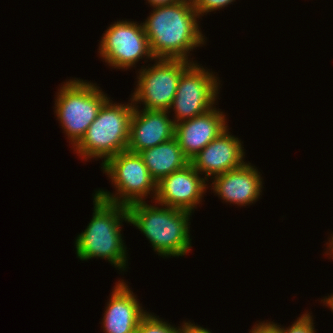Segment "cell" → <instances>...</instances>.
Returning a JSON list of instances; mask_svg holds the SVG:
<instances>
[{
    "instance_id": "obj_9",
    "label": "cell",
    "mask_w": 333,
    "mask_h": 333,
    "mask_svg": "<svg viewBox=\"0 0 333 333\" xmlns=\"http://www.w3.org/2000/svg\"><path fill=\"white\" fill-rule=\"evenodd\" d=\"M99 55L115 69L133 67L140 59L155 60L142 23L122 20L110 25L101 37Z\"/></svg>"
},
{
    "instance_id": "obj_2",
    "label": "cell",
    "mask_w": 333,
    "mask_h": 333,
    "mask_svg": "<svg viewBox=\"0 0 333 333\" xmlns=\"http://www.w3.org/2000/svg\"><path fill=\"white\" fill-rule=\"evenodd\" d=\"M93 198L92 219L75 239L76 255L82 261L102 258L124 271L128 261L121 227L123 221L129 223L127 207L101 199L96 194Z\"/></svg>"
},
{
    "instance_id": "obj_11",
    "label": "cell",
    "mask_w": 333,
    "mask_h": 333,
    "mask_svg": "<svg viewBox=\"0 0 333 333\" xmlns=\"http://www.w3.org/2000/svg\"><path fill=\"white\" fill-rule=\"evenodd\" d=\"M226 128L217 138L211 141L193 159L192 166L201 174L205 173L208 181L210 176H218L246 163L243 142L234 137ZM242 143V144H241Z\"/></svg>"
},
{
    "instance_id": "obj_4",
    "label": "cell",
    "mask_w": 333,
    "mask_h": 333,
    "mask_svg": "<svg viewBox=\"0 0 333 333\" xmlns=\"http://www.w3.org/2000/svg\"><path fill=\"white\" fill-rule=\"evenodd\" d=\"M134 105L113 103L108 98L88 127L83 138L73 147L85 160L104 159L126 151L129 142L130 122Z\"/></svg>"
},
{
    "instance_id": "obj_6",
    "label": "cell",
    "mask_w": 333,
    "mask_h": 333,
    "mask_svg": "<svg viewBox=\"0 0 333 333\" xmlns=\"http://www.w3.org/2000/svg\"><path fill=\"white\" fill-rule=\"evenodd\" d=\"M101 165L103 173L111 179L117 192L114 194L103 189L96 190L95 194L99 198L126 207L145 202V197L150 193L155 199L157 183L139 153L126 150L108 158Z\"/></svg>"
},
{
    "instance_id": "obj_16",
    "label": "cell",
    "mask_w": 333,
    "mask_h": 333,
    "mask_svg": "<svg viewBox=\"0 0 333 333\" xmlns=\"http://www.w3.org/2000/svg\"><path fill=\"white\" fill-rule=\"evenodd\" d=\"M139 155L156 183L190 163L175 137L155 147L144 149Z\"/></svg>"
},
{
    "instance_id": "obj_10",
    "label": "cell",
    "mask_w": 333,
    "mask_h": 333,
    "mask_svg": "<svg viewBox=\"0 0 333 333\" xmlns=\"http://www.w3.org/2000/svg\"><path fill=\"white\" fill-rule=\"evenodd\" d=\"M206 179L191 163L157 182L155 202L159 205L185 210L190 213L202 202ZM206 183V184H205Z\"/></svg>"
},
{
    "instance_id": "obj_13",
    "label": "cell",
    "mask_w": 333,
    "mask_h": 333,
    "mask_svg": "<svg viewBox=\"0 0 333 333\" xmlns=\"http://www.w3.org/2000/svg\"><path fill=\"white\" fill-rule=\"evenodd\" d=\"M226 115L213 107L204 114L175 125V138L184 155L193 159L227 127Z\"/></svg>"
},
{
    "instance_id": "obj_23",
    "label": "cell",
    "mask_w": 333,
    "mask_h": 333,
    "mask_svg": "<svg viewBox=\"0 0 333 333\" xmlns=\"http://www.w3.org/2000/svg\"><path fill=\"white\" fill-rule=\"evenodd\" d=\"M321 301H323V303L327 306V307H329L330 309H331V311L333 312V294H331L330 296H328V298L327 297H325L323 300H321Z\"/></svg>"
},
{
    "instance_id": "obj_8",
    "label": "cell",
    "mask_w": 333,
    "mask_h": 333,
    "mask_svg": "<svg viewBox=\"0 0 333 333\" xmlns=\"http://www.w3.org/2000/svg\"><path fill=\"white\" fill-rule=\"evenodd\" d=\"M198 63H193L180 77L170 109L175 111V124L204 114L215 107L219 78ZM218 81V82H217ZM214 104V105H213Z\"/></svg>"
},
{
    "instance_id": "obj_21",
    "label": "cell",
    "mask_w": 333,
    "mask_h": 333,
    "mask_svg": "<svg viewBox=\"0 0 333 333\" xmlns=\"http://www.w3.org/2000/svg\"><path fill=\"white\" fill-rule=\"evenodd\" d=\"M249 333H278L277 329L270 322H259Z\"/></svg>"
},
{
    "instance_id": "obj_24",
    "label": "cell",
    "mask_w": 333,
    "mask_h": 333,
    "mask_svg": "<svg viewBox=\"0 0 333 333\" xmlns=\"http://www.w3.org/2000/svg\"><path fill=\"white\" fill-rule=\"evenodd\" d=\"M331 238H330V241H329V246H328V250H327V255H332L331 257H333V234H331V236H330ZM328 251H329V253H328Z\"/></svg>"
},
{
    "instance_id": "obj_12",
    "label": "cell",
    "mask_w": 333,
    "mask_h": 333,
    "mask_svg": "<svg viewBox=\"0 0 333 333\" xmlns=\"http://www.w3.org/2000/svg\"><path fill=\"white\" fill-rule=\"evenodd\" d=\"M170 111L139 110L134 106L127 150L132 153L155 147L175 137V122Z\"/></svg>"
},
{
    "instance_id": "obj_15",
    "label": "cell",
    "mask_w": 333,
    "mask_h": 333,
    "mask_svg": "<svg viewBox=\"0 0 333 333\" xmlns=\"http://www.w3.org/2000/svg\"><path fill=\"white\" fill-rule=\"evenodd\" d=\"M105 308L102 319L105 333H136L139 322L147 311L140 306L129 286L118 281Z\"/></svg>"
},
{
    "instance_id": "obj_5",
    "label": "cell",
    "mask_w": 333,
    "mask_h": 333,
    "mask_svg": "<svg viewBox=\"0 0 333 333\" xmlns=\"http://www.w3.org/2000/svg\"><path fill=\"white\" fill-rule=\"evenodd\" d=\"M61 86L55 99V113L74 147L109 97L99 86L82 79H71Z\"/></svg>"
},
{
    "instance_id": "obj_22",
    "label": "cell",
    "mask_w": 333,
    "mask_h": 333,
    "mask_svg": "<svg viewBox=\"0 0 333 333\" xmlns=\"http://www.w3.org/2000/svg\"><path fill=\"white\" fill-rule=\"evenodd\" d=\"M147 1L150 4V6L156 7V6L175 4L183 0H147Z\"/></svg>"
},
{
    "instance_id": "obj_17",
    "label": "cell",
    "mask_w": 333,
    "mask_h": 333,
    "mask_svg": "<svg viewBox=\"0 0 333 333\" xmlns=\"http://www.w3.org/2000/svg\"><path fill=\"white\" fill-rule=\"evenodd\" d=\"M178 329L179 326L175 328L154 313L147 312L140 320L136 333H178Z\"/></svg>"
},
{
    "instance_id": "obj_3",
    "label": "cell",
    "mask_w": 333,
    "mask_h": 333,
    "mask_svg": "<svg viewBox=\"0 0 333 333\" xmlns=\"http://www.w3.org/2000/svg\"><path fill=\"white\" fill-rule=\"evenodd\" d=\"M161 206V207H158ZM137 202L127 207L129 223L146 236L159 256L179 257L190 252V212L165 205Z\"/></svg>"
},
{
    "instance_id": "obj_20",
    "label": "cell",
    "mask_w": 333,
    "mask_h": 333,
    "mask_svg": "<svg viewBox=\"0 0 333 333\" xmlns=\"http://www.w3.org/2000/svg\"><path fill=\"white\" fill-rule=\"evenodd\" d=\"M181 327V328H180ZM178 329V333H211L207 328H203L200 325H195L194 323L183 322L182 326Z\"/></svg>"
},
{
    "instance_id": "obj_18",
    "label": "cell",
    "mask_w": 333,
    "mask_h": 333,
    "mask_svg": "<svg viewBox=\"0 0 333 333\" xmlns=\"http://www.w3.org/2000/svg\"><path fill=\"white\" fill-rule=\"evenodd\" d=\"M312 317L311 313L306 312L287 328L281 327L273 321L270 323L277 329L278 333H315L316 330L314 329L315 326Z\"/></svg>"
},
{
    "instance_id": "obj_7",
    "label": "cell",
    "mask_w": 333,
    "mask_h": 333,
    "mask_svg": "<svg viewBox=\"0 0 333 333\" xmlns=\"http://www.w3.org/2000/svg\"><path fill=\"white\" fill-rule=\"evenodd\" d=\"M150 67H141L130 101L143 109L169 111L181 75L194 63L182 59H155Z\"/></svg>"
},
{
    "instance_id": "obj_1",
    "label": "cell",
    "mask_w": 333,
    "mask_h": 333,
    "mask_svg": "<svg viewBox=\"0 0 333 333\" xmlns=\"http://www.w3.org/2000/svg\"><path fill=\"white\" fill-rule=\"evenodd\" d=\"M199 17L191 0L153 7L142 23L153 57L191 61L188 53L205 42Z\"/></svg>"
},
{
    "instance_id": "obj_19",
    "label": "cell",
    "mask_w": 333,
    "mask_h": 333,
    "mask_svg": "<svg viewBox=\"0 0 333 333\" xmlns=\"http://www.w3.org/2000/svg\"><path fill=\"white\" fill-rule=\"evenodd\" d=\"M192 5L199 16H204L208 12H213L219 9H223L228 4H232L235 0H191Z\"/></svg>"
},
{
    "instance_id": "obj_14",
    "label": "cell",
    "mask_w": 333,
    "mask_h": 333,
    "mask_svg": "<svg viewBox=\"0 0 333 333\" xmlns=\"http://www.w3.org/2000/svg\"><path fill=\"white\" fill-rule=\"evenodd\" d=\"M213 178V191L225 202L246 206L257 201L262 192L263 178L251 163Z\"/></svg>"
}]
</instances>
